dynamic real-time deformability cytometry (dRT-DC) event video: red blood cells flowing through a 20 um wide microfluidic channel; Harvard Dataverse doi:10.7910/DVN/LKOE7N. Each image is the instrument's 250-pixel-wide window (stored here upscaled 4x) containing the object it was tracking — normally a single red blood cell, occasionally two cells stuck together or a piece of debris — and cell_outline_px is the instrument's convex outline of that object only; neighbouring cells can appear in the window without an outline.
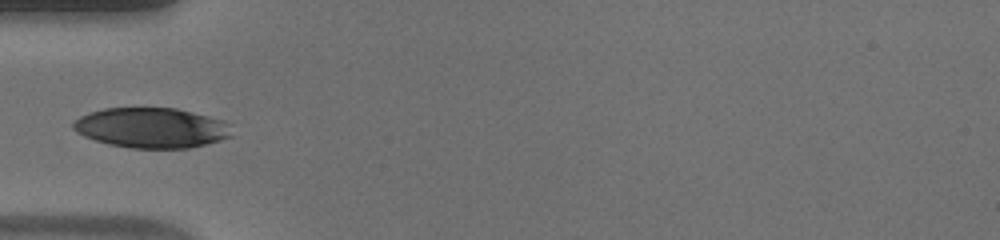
{"species": "human", "species_latin": "Homo sapiens", "temperature_condition": "warm", "stored_images_in_passage": 11, "camera_frame_rate_fps": 3000, "um_per_image_px": 0.085, "donor": {"sex": "male"}, "frame": {"image": 1, "passage_image": 1, "time_ms": 0.0, "image_size_px": [1000, 240], "cell_outline_px": [[232, 136], [220, 140], [188, 148], [128, 148], [108, 144], [84, 136], [72, 128], [72, 124], [80, 116], [88, 112], [104, 108], [176, 108], [224, 120], [228, 124]], "centroid_in_image_um": [12.85, 10.86], "position_along_channel_um": 72.1, "area_um2": 36.99}}
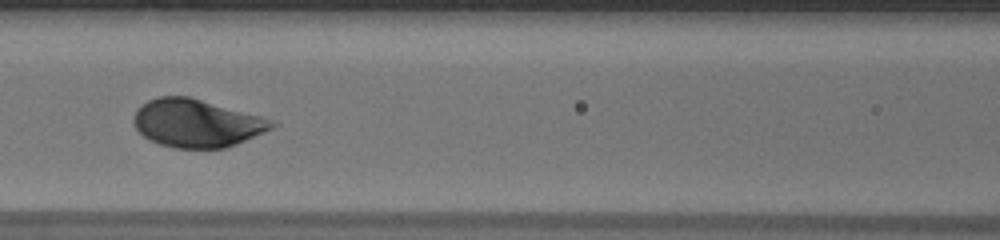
{"frame": {"image": 2, "passage_image": 7, "time_ms": 2.0, "image_size_px": [1000, 240], "cell_outline_px": [[280, 124], [264, 132], [236, 144], [224, 148], [176, 148], [160, 144], [144, 136], [136, 128], [132, 120], [132, 116], [136, 108], [140, 104], [148, 100], [160, 96], [188, 96], [260, 116], [272, 120]], "centroid_in_image_um": [16.68, 10.46], "position_along_channel_um": 149.9, "area_um2": 38.44}}